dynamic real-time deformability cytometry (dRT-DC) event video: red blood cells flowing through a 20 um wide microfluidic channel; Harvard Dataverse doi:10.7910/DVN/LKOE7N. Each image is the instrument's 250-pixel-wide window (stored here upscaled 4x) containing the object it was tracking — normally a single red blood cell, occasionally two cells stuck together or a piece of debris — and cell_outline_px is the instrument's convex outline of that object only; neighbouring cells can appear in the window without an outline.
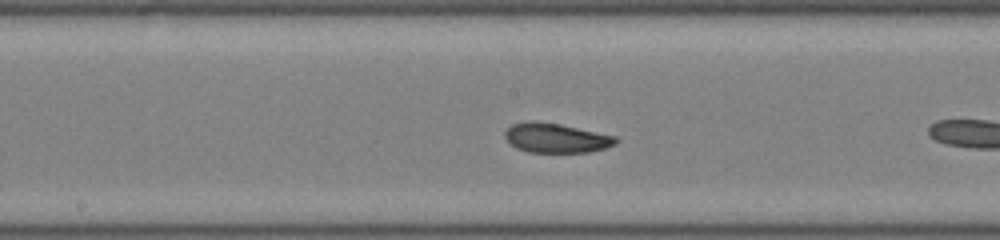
{"species": "common noctule bat (a hibernating species)", "species_latin": "Nyctalus noctula", "temperature_condition": "room temperature", "stored_images_in_passage": 36, "camera_frame_rate_fps": 3000, "um_per_image_px": 0.085, "animal": {"sex": "male", "body_mass_g": 19.0, "forearm_length_mm": 50.8}, "frame": {"image": 1, "passage_image": 12, "time_ms": 3.667, "image_size_px": [1000, 240], "cell_outline_px": [[620, 140], [616, 144], [604, 148], [588, 152], [528, 152], [516, 148], [504, 136], [504, 132], [512, 124], [528, 120], [536, 120], [560, 124], [616, 136]], "centroid_in_image_um": [47.26, 11.71], "position_along_channel_um": 200.9, "area_um2": 19.13}}
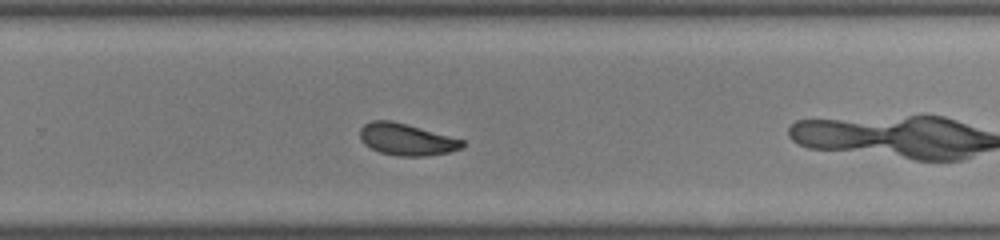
{"frame": {"image": 2, "passage_image": 19, "time_ms": 6.0, "image_size_px": [1000, 240], "cell_outline_px": [[464, 144], [460, 148], [452, 152], [424, 156], [396, 156], [380, 152], [364, 144], [360, 140], [360, 128], [364, 124], [372, 120], [392, 120], [464, 140]], "centroid_in_image_um": [34.53, 11.85], "position_along_channel_um": 295.3, "area_um2": 18.96}}
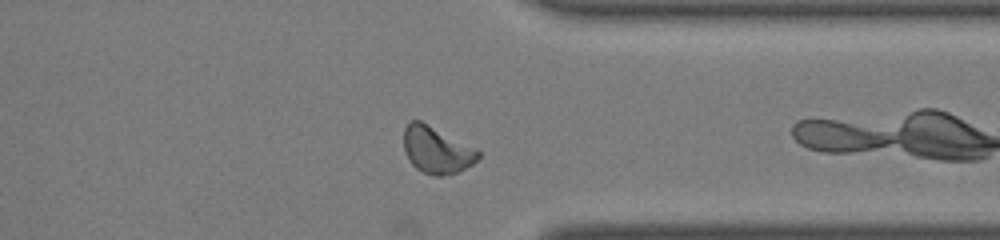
{"frame": {"image": 3, "passage_image": 25, "time_ms": 8.0, "image_size_px": [1000, 240], "cell_outline_px": [[480, 156], [472, 164], [456, 172], [440, 176], [432, 176], [416, 168], [408, 160], [404, 148], [404, 128], [412, 120], [420, 120], [476, 148], [480, 152]], "centroid_in_image_um": [37.1, 12.74], "position_along_channel_um": 374.3, "area_um2": 20.11}, "authors_computed_cell_mechanics": {"area_um2": 19.5364, "velocity_mm_per_s": 4.0657, "shape_relaxation_time_tau1_ms": 1.2665, "shape_relaxation_time_tau2_ms": 1.5803, "deformation_change_tau1": 0.2293, "deformation_change_tau2": 0.055}}